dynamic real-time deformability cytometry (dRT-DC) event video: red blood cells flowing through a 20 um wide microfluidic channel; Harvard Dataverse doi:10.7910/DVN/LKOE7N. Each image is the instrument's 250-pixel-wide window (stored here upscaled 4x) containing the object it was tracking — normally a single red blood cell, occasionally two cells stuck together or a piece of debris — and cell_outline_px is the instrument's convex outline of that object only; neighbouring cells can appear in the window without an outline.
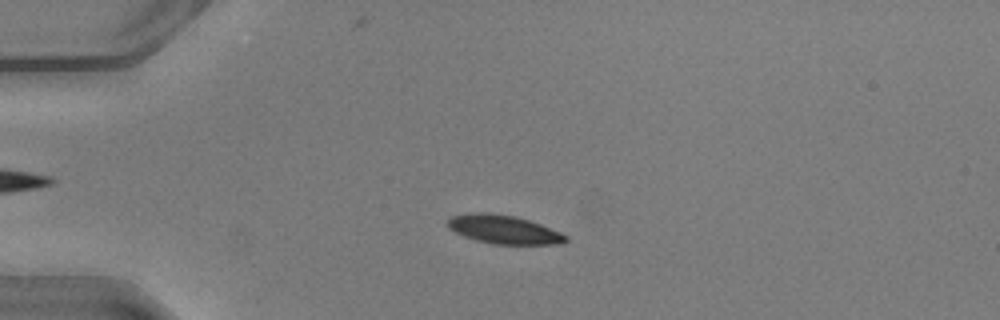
{"species": "common noctule bat (a hibernating species)", "species_latin": "Nyctalus noctula", "temperature_condition": "warm", "stored_images_in_passage": 50, "camera_frame_rate_fps": 3000, "um_per_image_px": 0.085, "animal": {"sex": "male", "body_mass_g": 20.5, "forearm_length_mm": 52.5}, "frame": {"image": 1, "passage_image": 13, "time_ms": 4.0, "image_size_px": [1000, 320], "cell_outline_px": [[568, 240], [564, 244], [492, 244], [476, 240], [464, 236], [448, 228], [448, 220], [452, 216], [468, 212], [488, 212], [516, 216], [540, 224], [560, 232], [568, 236]], "centroid_in_image_um": [42.83, 19.5], "position_along_channel_um": 42.2, "area_um2": 19.77}}
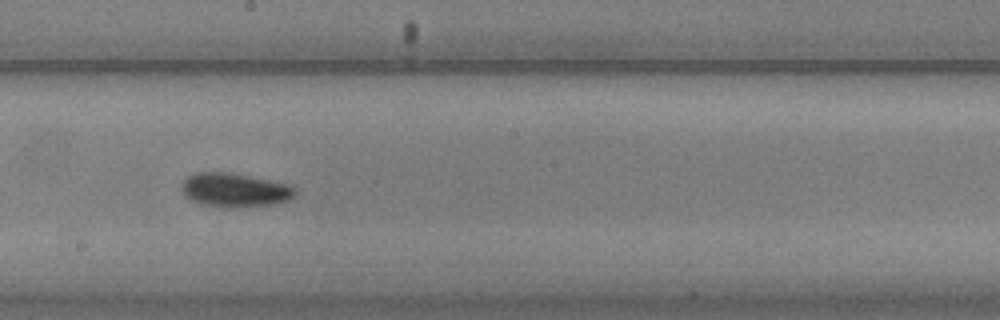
{"frame": {"image": 2, "passage_image": 29, "time_ms": 9.333, "image_size_px": [1000, 320], "cell_outline_px": [[296, 192], [288, 200], [272, 204], [240, 208], [224, 208], [200, 204], [192, 200], [180, 188], [180, 184], [188, 176], [196, 172], [228, 172], [288, 184], [296, 188]], "centroid_in_image_um": [19.93, 16.16], "position_along_channel_um": 228.3, "area_um2": 22.43}}
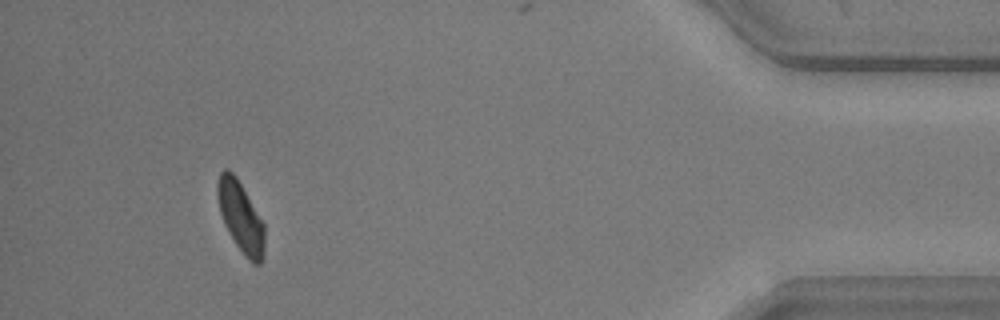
{"frame": {"image": 3, "passage_image": 47, "time_ms": 15.333, "image_size_px": [1000, 320], "cell_outline_px": [[264, 260], [260, 264], [252, 264], [244, 256], [228, 232], [224, 224], [220, 212], [216, 192], [216, 184], [220, 172], [224, 168], [228, 168], [236, 176], [264, 224]], "centroid_in_image_um": [20.44, 18.45], "position_along_channel_um": 414.8, "area_um2": 19.48}, "authors_computed_cell_mechanics": {"area_um2": 19.8543, "velocity_mm_per_s": 4.0779, "shape_relaxation_time_tau1_ms": 2.9501, "shape_relaxation_time_tau2_ms": 2.8902, "deformation_change_tau1": 0.0997, "deformation_change_tau2": 0.0808}}